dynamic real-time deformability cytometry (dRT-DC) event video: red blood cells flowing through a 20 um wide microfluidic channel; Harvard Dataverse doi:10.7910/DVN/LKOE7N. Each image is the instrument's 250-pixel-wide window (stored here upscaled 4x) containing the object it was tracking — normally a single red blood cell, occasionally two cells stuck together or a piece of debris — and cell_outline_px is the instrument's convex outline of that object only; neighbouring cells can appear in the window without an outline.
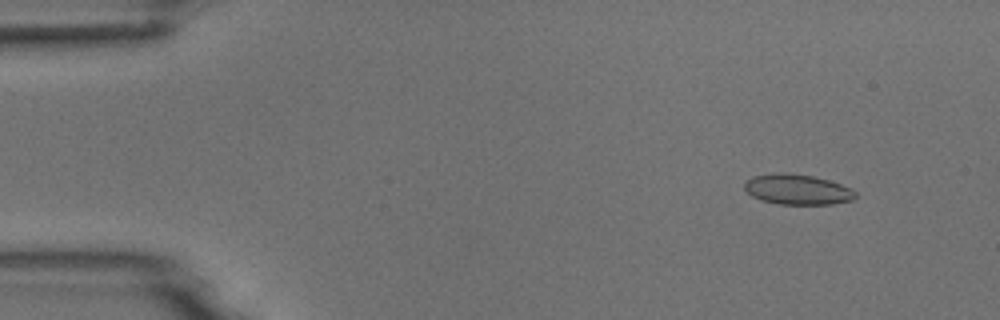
{"species": "common noctule bat (a hibernating species)", "species_latin": "Nyctalus noctula", "temperature_condition": "room temperature", "stored_images_in_passage": 5, "camera_frame_rate_fps": 3000, "um_per_image_px": 0.085, "animal": {"sex": "male", "body_mass_g": 18.8}, "frame": {"image": 1, "passage_image": 2, "time_ms": 1.0, "image_size_px": [1000, 320], "cell_outline_px": [[856, 196], [852, 200], [832, 204], [780, 204], [760, 200], [752, 196], [744, 188], [744, 184], [752, 176], [780, 172], [812, 176], [828, 180], [852, 188], [856, 192]], "centroid_in_image_um": [67.78, 16.11], "position_along_channel_um": 17.2, "area_um2": 19.48}}
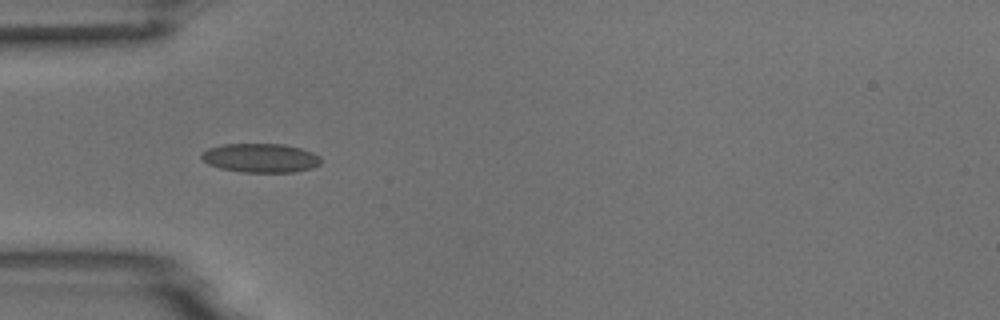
{"frame": {"image": 2, "passage_image": 5, "time_ms": 4.667, "image_size_px": [1000, 320], "cell_outline_px": [[320, 164], [312, 168], [296, 172], [240, 172], [220, 168], [208, 164], [200, 156], [208, 148], [224, 144], [284, 144], [300, 148], [312, 152], [320, 156]], "centroid_in_image_um": [22.16, 13.43], "position_along_channel_um": 62.8, "area_um2": 20.17}}